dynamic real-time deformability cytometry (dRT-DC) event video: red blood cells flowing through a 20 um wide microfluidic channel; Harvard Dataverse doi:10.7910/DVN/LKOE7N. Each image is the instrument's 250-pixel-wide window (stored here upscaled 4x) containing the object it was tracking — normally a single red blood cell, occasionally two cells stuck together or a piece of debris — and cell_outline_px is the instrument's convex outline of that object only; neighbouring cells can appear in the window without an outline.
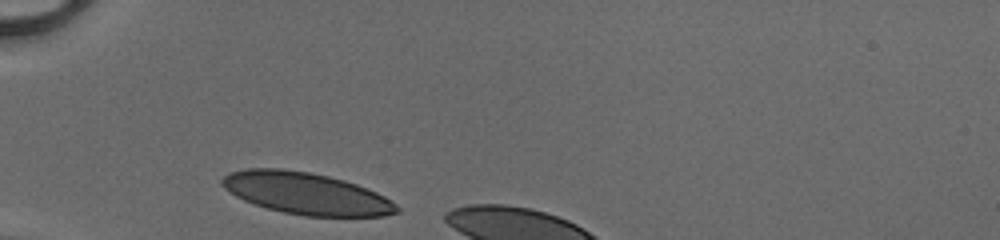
{"species": "human", "species_latin": "Homo sapiens", "temperature_condition": "cold", "stored_images_in_passage": 5, "camera_frame_rate_fps": 3000, "um_per_image_px": 0.085, "donor": {"sex": "male"}, "frame": {"image": 1, "passage_image": 1, "time_ms": 0.0, "image_size_px": [1000, 240], "cell_outline_px": [[400, 212], [384, 216], [304, 216], [284, 212], [268, 208], [244, 200], [236, 196], [224, 188], [220, 184], [220, 180], [228, 172], [248, 168], [280, 168], [308, 172], [328, 176], [344, 180], [356, 184], [376, 192], [384, 196], [396, 204], [400, 208]], "centroid_in_image_um": [26.01, 16.44], "position_along_channel_um": 59.0, "area_um2": 42.48}}